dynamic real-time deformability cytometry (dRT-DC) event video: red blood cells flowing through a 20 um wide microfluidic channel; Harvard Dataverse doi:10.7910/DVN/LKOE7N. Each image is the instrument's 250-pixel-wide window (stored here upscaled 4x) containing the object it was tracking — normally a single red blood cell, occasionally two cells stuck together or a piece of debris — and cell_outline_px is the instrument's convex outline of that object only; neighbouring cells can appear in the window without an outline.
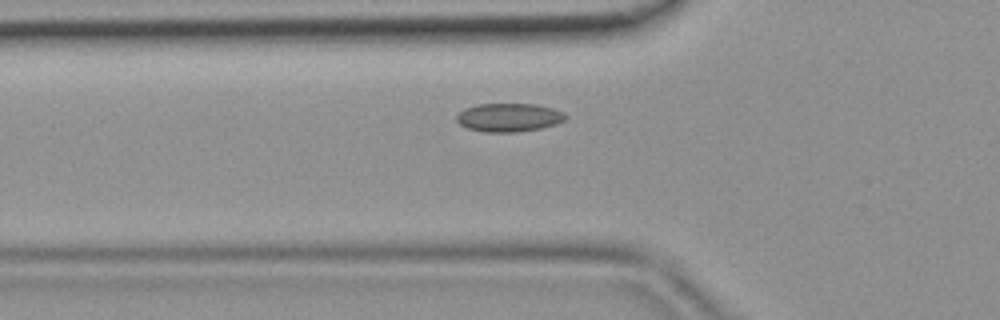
{"species": "common noctule bat (a hibernating species)", "species_latin": "Nyctalus noctula", "temperature_condition": "room temperature", "stored_images_in_passage": 37, "camera_frame_rate_fps": 3000, "um_per_image_px": 0.085, "animal": {"sex": "female", "body_mass_g": 19.9}, "frame": {"image": 1, "passage_image": 8, "time_ms": 2.333, "image_size_px": [1000, 320], "cell_outline_px": [[568, 116], [564, 120], [556, 124], [540, 128], [516, 132], [484, 132], [468, 128], [460, 124], [456, 120], [456, 116], [464, 108], [476, 104], [536, 104], [552, 108], [564, 112]], "centroid_in_image_um": [43.25, 9.98], "position_along_channel_um": 82.5, "area_um2": 18.09}}
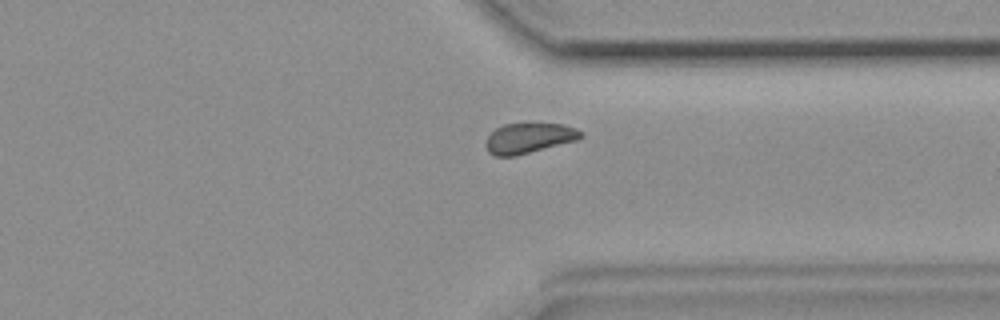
{"frame": {"image": 2, "passage_image": 27, "time_ms": 8.667, "image_size_px": [1000, 320], "cell_outline_px": [[584, 136], [576, 140], [516, 156], [496, 156], [488, 152], [484, 144], [488, 136], [496, 128], [504, 124], [564, 124], [576, 128], [584, 132]], "centroid_in_image_um": [44.96, 11.74], "position_along_channel_um": 366.4, "area_um2": 16.7}}
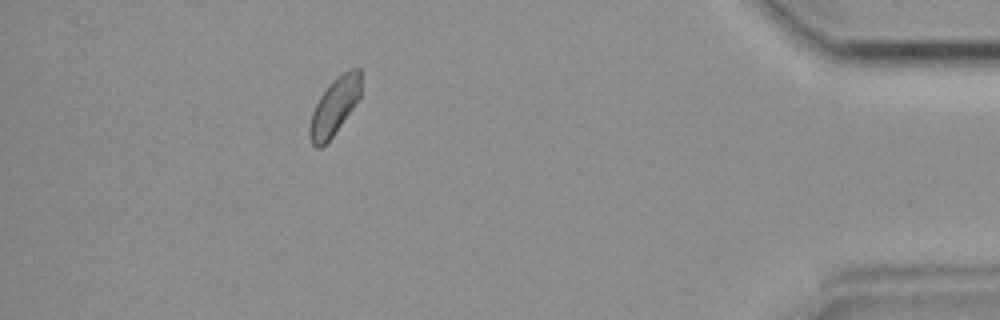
{"frame": {"image": 3, "passage_image": 33, "time_ms": 10.667, "image_size_px": [1000, 320], "cell_outline_px": [[360, 96], [352, 108], [332, 136], [320, 148], [316, 148], [312, 144], [308, 136], [308, 128], [312, 112], [320, 96], [332, 80], [336, 76], [348, 68], [360, 68]], "centroid_in_image_um": [28.4, 9.03], "position_along_channel_um": 406.8, "area_um2": 16.88}}